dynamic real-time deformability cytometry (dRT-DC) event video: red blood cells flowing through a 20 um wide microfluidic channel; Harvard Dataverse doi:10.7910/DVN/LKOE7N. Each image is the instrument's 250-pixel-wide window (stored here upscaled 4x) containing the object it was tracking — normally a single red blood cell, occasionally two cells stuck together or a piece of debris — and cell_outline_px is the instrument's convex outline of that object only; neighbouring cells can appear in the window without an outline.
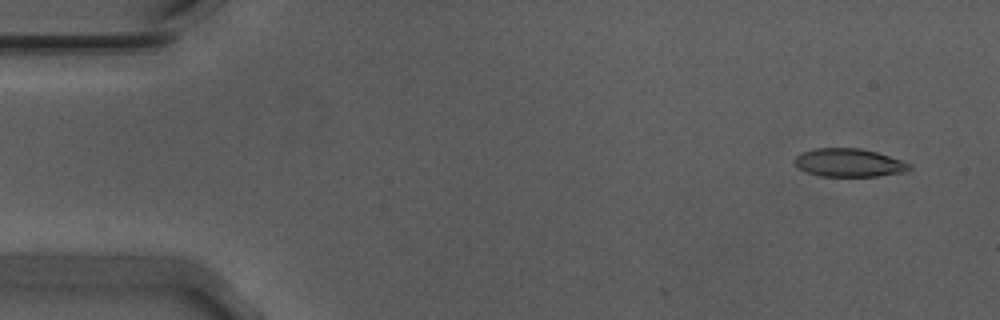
{"species": "Egyptian fruit bat (a non-hibernating species)", "species_latin": "Rousettus aegyptiacus", "temperature_condition": "warm", "stored_images_in_passage": 4, "camera_frame_rate_fps": 3000, "um_per_image_px": 0.085, "animal": {"sex": "male"}, "frame": {"image": 1, "passage_image": 4, "time_ms": 1.0, "image_size_px": [1000, 320], "cell_outline_px": [[912, 168], [904, 172], [876, 176], [820, 176], [808, 172], [800, 168], [796, 164], [796, 156], [800, 152], [816, 148], [860, 148], [876, 152], [900, 160], [908, 164]], "centroid_in_image_um": [72.15, 13.82], "position_along_channel_um": 12.9, "area_um2": 18.55}}